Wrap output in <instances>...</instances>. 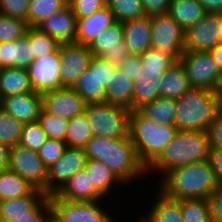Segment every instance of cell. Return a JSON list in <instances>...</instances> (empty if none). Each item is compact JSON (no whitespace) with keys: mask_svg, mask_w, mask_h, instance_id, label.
<instances>
[{"mask_svg":"<svg viewBox=\"0 0 222 222\" xmlns=\"http://www.w3.org/2000/svg\"><path fill=\"white\" fill-rule=\"evenodd\" d=\"M84 151L87 159L104 163L125 185L134 184V180L139 183L140 178L146 180V168L139 161L129 136L112 139L92 137Z\"/></svg>","mask_w":222,"mask_h":222,"instance_id":"1","label":"cell"},{"mask_svg":"<svg viewBox=\"0 0 222 222\" xmlns=\"http://www.w3.org/2000/svg\"><path fill=\"white\" fill-rule=\"evenodd\" d=\"M157 189L175 200L207 199L218 186L210 161H201L168 171Z\"/></svg>","mask_w":222,"mask_h":222,"instance_id":"2","label":"cell"},{"mask_svg":"<svg viewBox=\"0 0 222 222\" xmlns=\"http://www.w3.org/2000/svg\"><path fill=\"white\" fill-rule=\"evenodd\" d=\"M210 143L206 131H177L160 155L146 168L158 181L170 170L209 160ZM159 174V175H158Z\"/></svg>","mask_w":222,"mask_h":222,"instance_id":"3","label":"cell"},{"mask_svg":"<svg viewBox=\"0 0 222 222\" xmlns=\"http://www.w3.org/2000/svg\"><path fill=\"white\" fill-rule=\"evenodd\" d=\"M220 111L219 92L191 88L176 99L174 126L179 131H207Z\"/></svg>","mask_w":222,"mask_h":222,"instance_id":"4","label":"cell"},{"mask_svg":"<svg viewBox=\"0 0 222 222\" xmlns=\"http://www.w3.org/2000/svg\"><path fill=\"white\" fill-rule=\"evenodd\" d=\"M177 131L174 125H156L138 111L129 112L128 136L145 168L160 155Z\"/></svg>","mask_w":222,"mask_h":222,"instance_id":"5","label":"cell"},{"mask_svg":"<svg viewBox=\"0 0 222 222\" xmlns=\"http://www.w3.org/2000/svg\"><path fill=\"white\" fill-rule=\"evenodd\" d=\"M139 56L142 69L139 78L134 81L132 111H137L159 97L158 85L165 72L176 62L170 54L154 48L146 50Z\"/></svg>","mask_w":222,"mask_h":222,"instance_id":"6","label":"cell"},{"mask_svg":"<svg viewBox=\"0 0 222 222\" xmlns=\"http://www.w3.org/2000/svg\"><path fill=\"white\" fill-rule=\"evenodd\" d=\"M129 112L107 102L86 104L84 110L92 136L111 139L128 136Z\"/></svg>","mask_w":222,"mask_h":222,"instance_id":"7","label":"cell"},{"mask_svg":"<svg viewBox=\"0 0 222 222\" xmlns=\"http://www.w3.org/2000/svg\"><path fill=\"white\" fill-rule=\"evenodd\" d=\"M179 61L186 71L191 88L220 91L222 73L210 52L183 51Z\"/></svg>","mask_w":222,"mask_h":222,"instance_id":"8","label":"cell"},{"mask_svg":"<svg viewBox=\"0 0 222 222\" xmlns=\"http://www.w3.org/2000/svg\"><path fill=\"white\" fill-rule=\"evenodd\" d=\"M7 169L17 173L34 188L42 190L48 196V168L37 151L19 144L10 147Z\"/></svg>","mask_w":222,"mask_h":222,"instance_id":"9","label":"cell"},{"mask_svg":"<svg viewBox=\"0 0 222 222\" xmlns=\"http://www.w3.org/2000/svg\"><path fill=\"white\" fill-rule=\"evenodd\" d=\"M114 70L102 57L93 56L89 68L72 88L86 104L106 102L105 88L111 83Z\"/></svg>","mask_w":222,"mask_h":222,"instance_id":"10","label":"cell"},{"mask_svg":"<svg viewBox=\"0 0 222 222\" xmlns=\"http://www.w3.org/2000/svg\"><path fill=\"white\" fill-rule=\"evenodd\" d=\"M49 199L52 209L63 222H115L117 219L107 211L112 210L106 209L103 203L106 200L66 201L59 199L56 195L49 196Z\"/></svg>","mask_w":222,"mask_h":222,"instance_id":"11","label":"cell"},{"mask_svg":"<svg viewBox=\"0 0 222 222\" xmlns=\"http://www.w3.org/2000/svg\"><path fill=\"white\" fill-rule=\"evenodd\" d=\"M184 39L185 31L168 13L151 16V48L164 51L179 61Z\"/></svg>","mask_w":222,"mask_h":222,"instance_id":"12","label":"cell"},{"mask_svg":"<svg viewBox=\"0 0 222 222\" xmlns=\"http://www.w3.org/2000/svg\"><path fill=\"white\" fill-rule=\"evenodd\" d=\"M222 14L206 13L185 30L184 51L210 52L221 43Z\"/></svg>","mask_w":222,"mask_h":222,"instance_id":"13","label":"cell"},{"mask_svg":"<svg viewBox=\"0 0 222 222\" xmlns=\"http://www.w3.org/2000/svg\"><path fill=\"white\" fill-rule=\"evenodd\" d=\"M61 58L60 88L72 87L76 80L89 68L92 52L88 46L77 42L59 46Z\"/></svg>","mask_w":222,"mask_h":222,"instance_id":"14","label":"cell"},{"mask_svg":"<svg viewBox=\"0 0 222 222\" xmlns=\"http://www.w3.org/2000/svg\"><path fill=\"white\" fill-rule=\"evenodd\" d=\"M123 39L122 23L116 22L101 32L88 47L93 56L102 57L114 69H119L130 55Z\"/></svg>","mask_w":222,"mask_h":222,"instance_id":"15","label":"cell"},{"mask_svg":"<svg viewBox=\"0 0 222 222\" xmlns=\"http://www.w3.org/2000/svg\"><path fill=\"white\" fill-rule=\"evenodd\" d=\"M61 58L59 48L41 58H36L27 68L34 92L42 94L60 88Z\"/></svg>","mask_w":222,"mask_h":222,"instance_id":"16","label":"cell"},{"mask_svg":"<svg viewBox=\"0 0 222 222\" xmlns=\"http://www.w3.org/2000/svg\"><path fill=\"white\" fill-rule=\"evenodd\" d=\"M86 160L84 149L67 147L62 157L48 168V196L56 195L75 173L84 169Z\"/></svg>","mask_w":222,"mask_h":222,"instance_id":"17","label":"cell"},{"mask_svg":"<svg viewBox=\"0 0 222 222\" xmlns=\"http://www.w3.org/2000/svg\"><path fill=\"white\" fill-rule=\"evenodd\" d=\"M42 108L55 116L70 120L84 114L85 101L72 87H61L41 94Z\"/></svg>","mask_w":222,"mask_h":222,"instance_id":"18","label":"cell"},{"mask_svg":"<svg viewBox=\"0 0 222 222\" xmlns=\"http://www.w3.org/2000/svg\"><path fill=\"white\" fill-rule=\"evenodd\" d=\"M0 107L23 124L37 122L42 110V96L36 92L11 95L0 100Z\"/></svg>","mask_w":222,"mask_h":222,"instance_id":"19","label":"cell"},{"mask_svg":"<svg viewBox=\"0 0 222 222\" xmlns=\"http://www.w3.org/2000/svg\"><path fill=\"white\" fill-rule=\"evenodd\" d=\"M37 28L60 44L76 42L77 18L69 5L46 18Z\"/></svg>","mask_w":222,"mask_h":222,"instance_id":"20","label":"cell"},{"mask_svg":"<svg viewBox=\"0 0 222 222\" xmlns=\"http://www.w3.org/2000/svg\"><path fill=\"white\" fill-rule=\"evenodd\" d=\"M124 43L130 55H141L151 48V16L122 23Z\"/></svg>","mask_w":222,"mask_h":222,"instance_id":"21","label":"cell"},{"mask_svg":"<svg viewBox=\"0 0 222 222\" xmlns=\"http://www.w3.org/2000/svg\"><path fill=\"white\" fill-rule=\"evenodd\" d=\"M56 196L66 201L107 200L95 189L86 168L75 173Z\"/></svg>","mask_w":222,"mask_h":222,"instance_id":"22","label":"cell"},{"mask_svg":"<svg viewBox=\"0 0 222 222\" xmlns=\"http://www.w3.org/2000/svg\"><path fill=\"white\" fill-rule=\"evenodd\" d=\"M116 23L114 14L108 6L96 11L90 17L77 19L76 42L89 46L97 36Z\"/></svg>","mask_w":222,"mask_h":222,"instance_id":"23","label":"cell"},{"mask_svg":"<svg viewBox=\"0 0 222 222\" xmlns=\"http://www.w3.org/2000/svg\"><path fill=\"white\" fill-rule=\"evenodd\" d=\"M33 60L32 46L26 35L15 42L0 43V69L9 67L27 69Z\"/></svg>","mask_w":222,"mask_h":222,"instance_id":"24","label":"cell"},{"mask_svg":"<svg viewBox=\"0 0 222 222\" xmlns=\"http://www.w3.org/2000/svg\"><path fill=\"white\" fill-rule=\"evenodd\" d=\"M152 207L141 215L140 222H183L181 200L168 198L157 189ZM144 218V219H143Z\"/></svg>","mask_w":222,"mask_h":222,"instance_id":"25","label":"cell"},{"mask_svg":"<svg viewBox=\"0 0 222 222\" xmlns=\"http://www.w3.org/2000/svg\"><path fill=\"white\" fill-rule=\"evenodd\" d=\"M134 81L120 68L112 74L111 83L105 88L106 102L132 111Z\"/></svg>","mask_w":222,"mask_h":222,"instance_id":"26","label":"cell"},{"mask_svg":"<svg viewBox=\"0 0 222 222\" xmlns=\"http://www.w3.org/2000/svg\"><path fill=\"white\" fill-rule=\"evenodd\" d=\"M191 89L186 71L180 61H176L164 74L158 85L159 97L178 99Z\"/></svg>","mask_w":222,"mask_h":222,"instance_id":"27","label":"cell"},{"mask_svg":"<svg viewBox=\"0 0 222 222\" xmlns=\"http://www.w3.org/2000/svg\"><path fill=\"white\" fill-rule=\"evenodd\" d=\"M34 92L27 69H0V100L11 95Z\"/></svg>","mask_w":222,"mask_h":222,"instance_id":"28","label":"cell"},{"mask_svg":"<svg viewBox=\"0 0 222 222\" xmlns=\"http://www.w3.org/2000/svg\"><path fill=\"white\" fill-rule=\"evenodd\" d=\"M45 196L42 190L35 189L30 195L0 201V222H14L27 215Z\"/></svg>","mask_w":222,"mask_h":222,"instance_id":"29","label":"cell"},{"mask_svg":"<svg viewBox=\"0 0 222 222\" xmlns=\"http://www.w3.org/2000/svg\"><path fill=\"white\" fill-rule=\"evenodd\" d=\"M85 168L95 187V189L106 199L116 193L117 188H121L124 184L113 174V172L101 161L95 159H87ZM120 184V186H119ZM115 187V188H114ZM115 190L114 192H112Z\"/></svg>","mask_w":222,"mask_h":222,"instance_id":"30","label":"cell"},{"mask_svg":"<svg viewBox=\"0 0 222 222\" xmlns=\"http://www.w3.org/2000/svg\"><path fill=\"white\" fill-rule=\"evenodd\" d=\"M168 14L185 31L201 20L206 12L197 0H171Z\"/></svg>","mask_w":222,"mask_h":222,"instance_id":"31","label":"cell"},{"mask_svg":"<svg viewBox=\"0 0 222 222\" xmlns=\"http://www.w3.org/2000/svg\"><path fill=\"white\" fill-rule=\"evenodd\" d=\"M137 111L156 125H174L176 99L158 97Z\"/></svg>","mask_w":222,"mask_h":222,"instance_id":"32","label":"cell"},{"mask_svg":"<svg viewBox=\"0 0 222 222\" xmlns=\"http://www.w3.org/2000/svg\"><path fill=\"white\" fill-rule=\"evenodd\" d=\"M35 189L17 173L7 168L0 170L1 201L30 195Z\"/></svg>","mask_w":222,"mask_h":222,"instance_id":"33","label":"cell"},{"mask_svg":"<svg viewBox=\"0 0 222 222\" xmlns=\"http://www.w3.org/2000/svg\"><path fill=\"white\" fill-rule=\"evenodd\" d=\"M68 0H29L27 25L37 27L46 18L62 10Z\"/></svg>","mask_w":222,"mask_h":222,"instance_id":"34","label":"cell"},{"mask_svg":"<svg viewBox=\"0 0 222 222\" xmlns=\"http://www.w3.org/2000/svg\"><path fill=\"white\" fill-rule=\"evenodd\" d=\"M90 125L85 114L73 117L68 121L65 144L70 148L84 149L92 138Z\"/></svg>","mask_w":222,"mask_h":222,"instance_id":"35","label":"cell"},{"mask_svg":"<svg viewBox=\"0 0 222 222\" xmlns=\"http://www.w3.org/2000/svg\"><path fill=\"white\" fill-rule=\"evenodd\" d=\"M25 35L29 38L34 59L53 53L60 46L56 39L40 31L37 27H28Z\"/></svg>","mask_w":222,"mask_h":222,"instance_id":"36","label":"cell"},{"mask_svg":"<svg viewBox=\"0 0 222 222\" xmlns=\"http://www.w3.org/2000/svg\"><path fill=\"white\" fill-rule=\"evenodd\" d=\"M107 6L114 14L116 22L123 23L146 16L141 0H107Z\"/></svg>","mask_w":222,"mask_h":222,"instance_id":"37","label":"cell"},{"mask_svg":"<svg viewBox=\"0 0 222 222\" xmlns=\"http://www.w3.org/2000/svg\"><path fill=\"white\" fill-rule=\"evenodd\" d=\"M23 123L0 107V142L7 147L19 144Z\"/></svg>","mask_w":222,"mask_h":222,"instance_id":"38","label":"cell"},{"mask_svg":"<svg viewBox=\"0 0 222 222\" xmlns=\"http://www.w3.org/2000/svg\"><path fill=\"white\" fill-rule=\"evenodd\" d=\"M183 222H211L207 199L181 200Z\"/></svg>","mask_w":222,"mask_h":222,"instance_id":"39","label":"cell"},{"mask_svg":"<svg viewBox=\"0 0 222 222\" xmlns=\"http://www.w3.org/2000/svg\"><path fill=\"white\" fill-rule=\"evenodd\" d=\"M68 121L46 112L43 108L40 112L38 122L48 139L65 142Z\"/></svg>","mask_w":222,"mask_h":222,"instance_id":"40","label":"cell"},{"mask_svg":"<svg viewBox=\"0 0 222 222\" xmlns=\"http://www.w3.org/2000/svg\"><path fill=\"white\" fill-rule=\"evenodd\" d=\"M27 28L26 21L0 14V43L15 42L25 35Z\"/></svg>","mask_w":222,"mask_h":222,"instance_id":"41","label":"cell"},{"mask_svg":"<svg viewBox=\"0 0 222 222\" xmlns=\"http://www.w3.org/2000/svg\"><path fill=\"white\" fill-rule=\"evenodd\" d=\"M47 140L40 123L30 122L23 125L19 145L38 152Z\"/></svg>","mask_w":222,"mask_h":222,"instance_id":"42","label":"cell"},{"mask_svg":"<svg viewBox=\"0 0 222 222\" xmlns=\"http://www.w3.org/2000/svg\"><path fill=\"white\" fill-rule=\"evenodd\" d=\"M67 145L60 140L48 139L39 149L38 155L47 168L57 162L65 152Z\"/></svg>","mask_w":222,"mask_h":222,"instance_id":"43","label":"cell"},{"mask_svg":"<svg viewBox=\"0 0 222 222\" xmlns=\"http://www.w3.org/2000/svg\"><path fill=\"white\" fill-rule=\"evenodd\" d=\"M68 5L77 19H83L107 6V0H68Z\"/></svg>","mask_w":222,"mask_h":222,"instance_id":"44","label":"cell"},{"mask_svg":"<svg viewBox=\"0 0 222 222\" xmlns=\"http://www.w3.org/2000/svg\"><path fill=\"white\" fill-rule=\"evenodd\" d=\"M29 0H0V14L18 18L27 23Z\"/></svg>","mask_w":222,"mask_h":222,"instance_id":"45","label":"cell"},{"mask_svg":"<svg viewBox=\"0 0 222 222\" xmlns=\"http://www.w3.org/2000/svg\"><path fill=\"white\" fill-rule=\"evenodd\" d=\"M51 209L49 196H45L27 215L15 218L14 222H44Z\"/></svg>","mask_w":222,"mask_h":222,"instance_id":"46","label":"cell"},{"mask_svg":"<svg viewBox=\"0 0 222 222\" xmlns=\"http://www.w3.org/2000/svg\"><path fill=\"white\" fill-rule=\"evenodd\" d=\"M211 150H222V110L216 115L207 129Z\"/></svg>","mask_w":222,"mask_h":222,"instance_id":"47","label":"cell"},{"mask_svg":"<svg viewBox=\"0 0 222 222\" xmlns=\"http://www.w3.org/2000/svg\"><path fill=\"white\" fill-rule=\"evenodd\" d=\"M211 222H222V186L216 189L207 198Z\"/></svg>","mask_w":222,"mask_h":222,"instance_id":"48","label":"cell"},{"mask_svg":"<svg viewBox=\"0 0 222 222\" xmlns=\"http://www.w3.org/2000/svg\"><path fill=\"white\" fill-rule=\"evenodd\" d=\"M120 69L124 71L130 79L135 81L139 78L140 69H142V63L139 55H129L121 63Z\"/></svg>","mask_w":222,"mask_h":222,"instance_id":"49","label":"cell"},{"mask_svg":"<svg viewBox=\"0 0 222 222\" xmlns=\"http://www.w3.org/2000/svg\"><path fill=\"white\" fill-rule=\"evenodd\" d=\"M171 0H141L146 16L167 14Z\"/></svg>","mask_w":222,"mask_h":222,"instance_id":"50","label":"cell"},{"mask_svg":"<svg viewBox=\"0 0 222 222\" xmlns=\"http://www.w3.org/2000/svg\"><path fill=\"white\" fill-rule=\"evenodd\" d=\"M209 161L218 185L222 186V150H210Z\"/></svg>","mask_w":222,"mask_h":222,"instance_id":"51","label":"cell"},{"mask_svg":"<svg viewBox=\"0 0 222 222\" xmlns=\"http://www.w3.org/2000/svg\"><path fill=\"white\" fill-rule=\"evenodd\" d=\"M206 13L222 14V0H197Z\"/></svg>","mask_w":222,"mask_h":222,"instance_id":"52","label":"cell"},{"mask_svg":"<svg viewBox=\"0 0 222 222\" xmlns=\"http://www.w3.org/2000/svg\"><path fill=\"white\" fill-rule=\"evenodd\" d=\"M215 63L217 64L220 72L222 73V43L218 44L210 51Z\"/></svg>","mask_w":222,"mask_h":222,"instance_id":"53","label":"cell"},{"mask_svg":"<svg viewBox=\"0 0 222 222\" xmlns=\"http://www.w3.org/2000/svg\"><path fill=\"white\" fill-rule=\"evenodd\" d=\"M9 147L0 142V170L6 169L8 164Z\"/></svg>","mask_w":222,"mask_h":222,"instance_id":"54","label":"cell"},{"mask_svg":"<svg viewBox=\"0 0 222 222\" xmlns=\"http://www.w3.org/2000/svg\"><path fill=\"white\" fill-rule=\"evenodd\" d=\"M44 222H63V220L58 216V214L53 209H51L48 212Z\"/></svg>","mask_w":222,"mask_h":222,"instance_id":"55","label":"cell"},{"mask_svg":"<svg viewBox=\"0 0 222 222\" xmlns=\"http://www.w3.org/2000/svg\"><path fill=\"white\" fill-rule=\"evenodd\" d=\"M219 94H220V102H221V110H222V86H221V89L219 91Z\"/></svg>","mask_w":222,"mask_h":222,"instance_id":"56","label":"cell"},{"mask_svg":"<svg viewBox=\"0 0 222 222\" xmlns=\"http://www.w3.org/2000/svg\"><path fill=\"white\" fill-rule=\"evenodd\" d=\"M220 38H221V43H222V29H221V35H220Z\"/></svg>","mask_w":222,"mask_h":222,"instance_id":"57","label":"cell"}]
</instances>
